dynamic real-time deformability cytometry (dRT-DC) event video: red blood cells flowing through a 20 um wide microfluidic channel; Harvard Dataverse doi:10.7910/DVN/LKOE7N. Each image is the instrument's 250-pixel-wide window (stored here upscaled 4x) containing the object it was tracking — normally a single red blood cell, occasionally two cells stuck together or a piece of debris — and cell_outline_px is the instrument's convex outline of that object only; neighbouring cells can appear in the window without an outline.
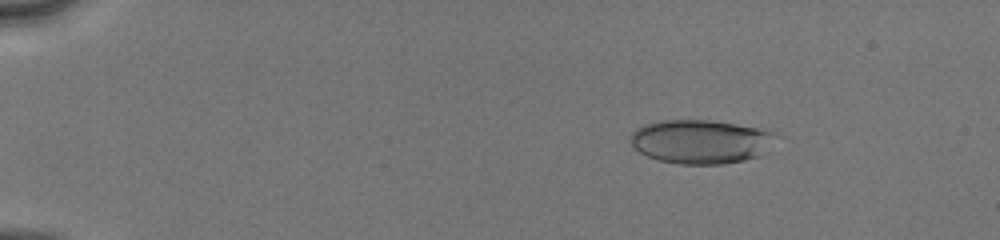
{"species": "human", "species_latin": "Homo sapiens", "temperature_condition": "cold", "stored_images_in_passage": 44, "camera_frame_rate_fps": 3000, "um_per_image_px": 0.085, "donor": {"sex": "male"}, "frame": {"image": 1, "passage_image": 1, "time_ms": 0.0, "image_size_px": [1000, 240], "cell_outline_px": [[784, 136], [760, 156], [744, 160], [724, 164], [680, 164], [660, 160], [648, 156], [640, 152], [632, 144], [632, 132], [636, 128], [644, 124], [660, 120], [712, 120], [736, 124], [776, 132]], "centroid_in_image_um": [59.67, 12.03], "position_along_channel_um": 25.3, "area_um2": 37.57}}
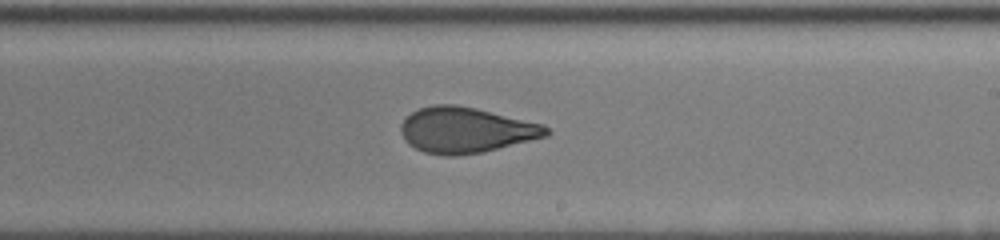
{"frame": {"image": 2, "passage_image": 25, "time_ms": 8.0, "image_size_px": [1000, 240], "cell_outline_px": [[552, 132], [548, 136], [484, 152], [456, 156], [444, 156], [424, 152], [408, 144], [404, 140], [400, 132], [400, 124], [412, 112], [420, 108], [432, 104], [456, 104], [476, 108], [544, 124]], "centroid_in_image_um": [39.6, 11.06], "position_along_channel_um": 249.4, "area_um2": 39.02}}
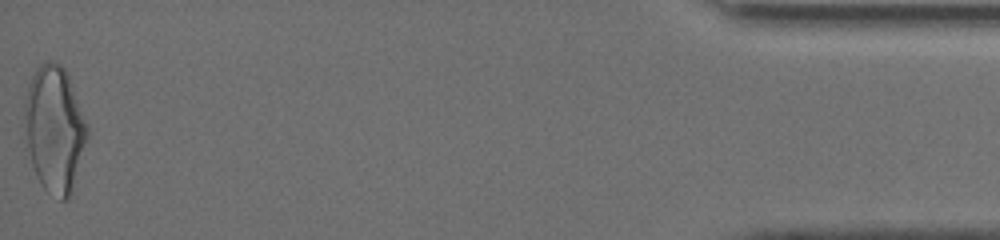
{"frame": {"image": 3, "passage_image": 44, "time_ms": 14.333, "image_size_px": [1000, 240], "cell_outline_px": [[88, 136], [72, 192], [68, 200], [60, 200], [44, 188], [40, 184], [36, 176], [24, 148], [24, 104], [28, 84], [36, 68], [44, 60], [56, 60], [64, 68], [68, 76], [88, 124]], "centroid_in_image_um": [4.6, 10.97], "position_along_channel_um": 430.6, "area_um2": 46.99}, "authors_computed_cell_mechanics": {"area_um2": 38.8127, "velocity_mm_per_s": 4.1295, "shape_relaxation_time_tau1_ms": 4.3477, "shape_relaxation_time_tau2_ms": 0.8907, "deformation_change_tau1": 0.1782, "deformation_change_tau2": 0.0838}}